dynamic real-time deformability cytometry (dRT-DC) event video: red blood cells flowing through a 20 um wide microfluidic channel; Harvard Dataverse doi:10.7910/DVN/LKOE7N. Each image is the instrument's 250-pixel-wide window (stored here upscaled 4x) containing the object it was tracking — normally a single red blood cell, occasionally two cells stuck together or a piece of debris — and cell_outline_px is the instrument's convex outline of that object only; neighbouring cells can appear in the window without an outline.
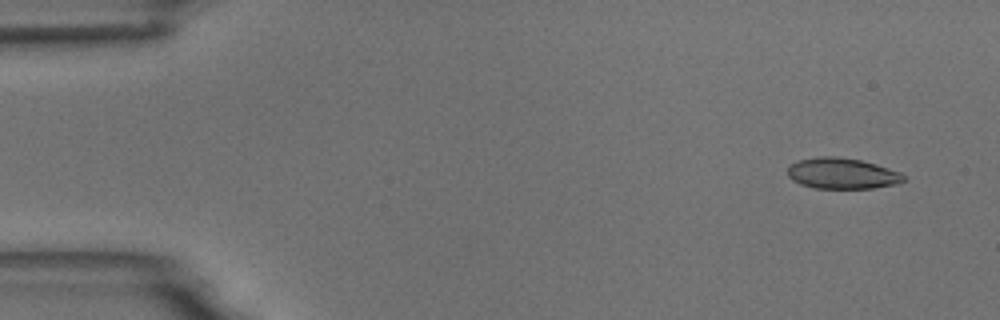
{"species": "common noctule bat (a hibernating species)", "species_latin": "Nyctalus noctula", "temperature_condition": "room temperature", "stored_images_in_passage": 5, "camera_frame_rate_fps": 3000, "um_per_image_px": 0.085, "animal": {"sex": "male", "body_mass_g": 18.8}, "frame": {"image": 1, "passage_image": 1, "time_ms": 0.0, "image_size_px": [1000, 320], "cell_outline_px": [[904, 180], [896, 184], [872, 188], [816, 188], [800, 184], [792, 180], [788, 176], [788, 168], [792, 164], [800, 160], [816, 156], [836, 156], [860, 160], [876, 164], [900, 172], [904, 176]], "centroid_in_image_um": [71.56, 14.74], "position_along_channel_um": 13.4, "area_um2": 20.75}}
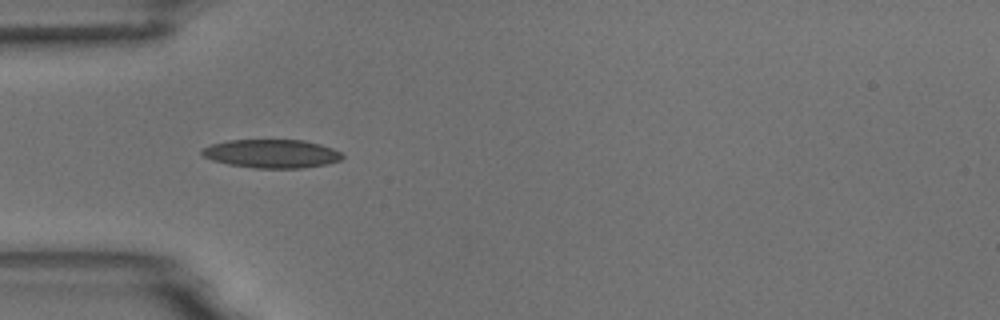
{"frame": {"image": 2, "passage_image": 4, "time_ms": 4.333, "image_size_px": [1000, 320], "cell_outline_px": [[344, 156], [340, 160], [328, 164], [300, 168], [252, 168], [228, 164], [212, 160], [204, 156], [200, 152], [204, 148], [212, 144], [228, 140], [304, 140], [320, 144], [332, 148], [340, 152]], "centroid_in_image_um": [23.1, 13.06], "position_along_channel_um": 61.9, "area_um2": 23.29}}